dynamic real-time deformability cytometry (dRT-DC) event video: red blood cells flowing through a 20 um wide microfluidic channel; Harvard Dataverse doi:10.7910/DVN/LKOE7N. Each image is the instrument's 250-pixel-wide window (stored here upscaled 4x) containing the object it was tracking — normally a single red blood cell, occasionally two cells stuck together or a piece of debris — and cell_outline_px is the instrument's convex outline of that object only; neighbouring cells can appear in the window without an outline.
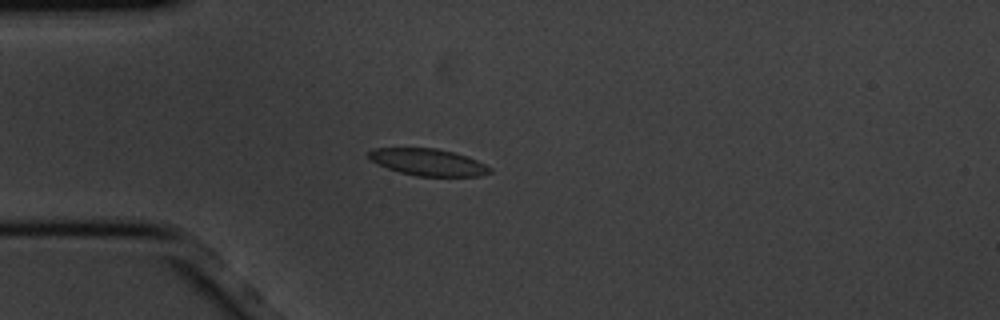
{"species": "common noctule bat (a hibernating species)", "species_latin": "Nyctalus noctula", "temperature_condition": "cold", "stored_images_in_passage": 4, "camera_frame_rate_fps": 3000, "um_per_image_px": 0.085, "animal": {"sex": "male", "body_mass_g": 20.1, "forearm_length_mm": 53.5}, "frame": {"image": 1, "passage_image": 4, "time_ms": 1.0, "image_size_px": [1000, 320], "cell_outline_px": [[492, 172], [480, 176], [416, 176], [400, 172], [388, 168], [372, 160], [368, 156], [368, 152], [372, 148], [436, 148], [468, 156], [492, 168]], "centroid_in_image_um": [36.41, 13.78], "position_along_channel_um": 48.6, "area_um2": 18.84}}